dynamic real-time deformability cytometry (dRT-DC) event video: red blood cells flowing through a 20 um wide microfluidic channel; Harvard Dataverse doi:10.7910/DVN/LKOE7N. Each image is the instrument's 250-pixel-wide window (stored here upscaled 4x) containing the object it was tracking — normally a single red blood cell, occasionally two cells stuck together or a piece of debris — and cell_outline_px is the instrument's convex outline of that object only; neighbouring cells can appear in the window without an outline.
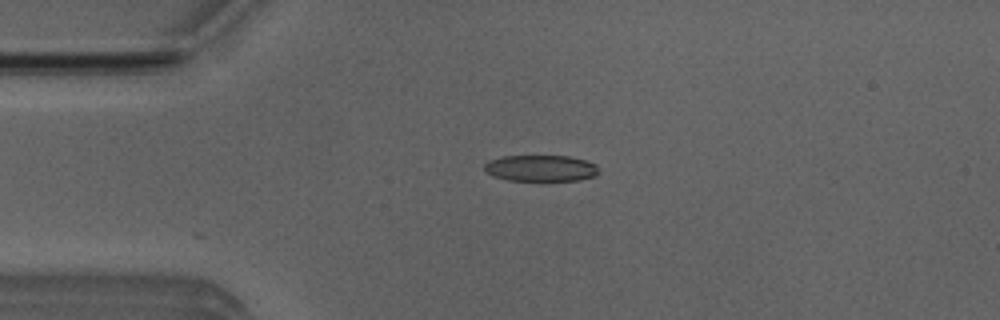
{"species": "Egyptian fruit bat (a non-hibernating species)", "species_latin": "Rousettus aegyptiacus", "temperature_condition": "room temperature", "stored_images_in_passage": 53, "camera_frame_rate_fps": 3000, "um_per_image_px": 0.085, "animal": {"sex": "male"}, "frame": {"image": 1, "passage_image": 12, "time_ms": 3.667, "image_size_px": [1000, 320], "cell_outline_px": [[596, 176], [580, 180], [508, 180], [492, 176], [484, 168], [484, 164], [488, 160], [500, 156], [568, 156], [584, 160], [596, 164]], "centroid_in_image_um": [45.92, 14.29], "position_along_channel_um": 39.1, "area_um2": 17.4}}
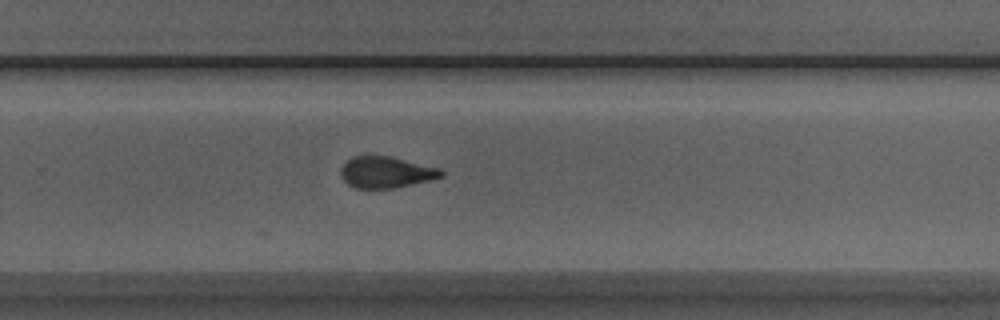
{"frame": {"image": 2, "passage_image": 34, "time_ms": 11.0, "image_size_px": [1000, 320], "cell_outline_px": [[444, 176], [432, 180], [392, 188], [356, 188], [348, 184], [344, 180], [340, 172], [340, 168], [352, 156], [388, 156], [440, 168], [444, 172]], "centroid_in_image_um": [32.83, 14.64], "position_along_channel_um": 297.0, "area_um2": 18.21}}
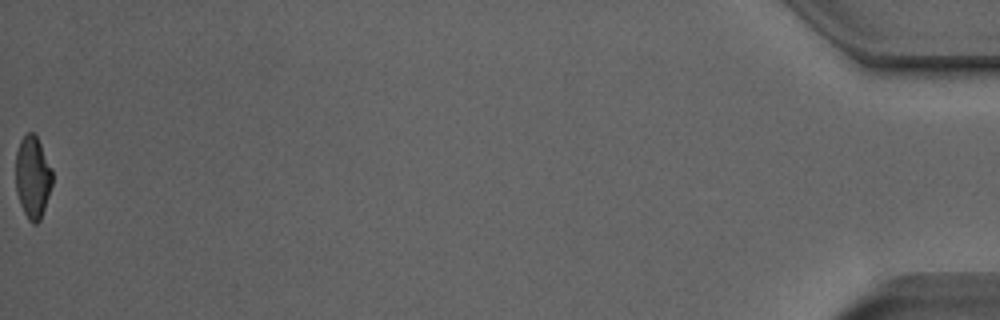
{"frame": {"image": 3, "passage_image": 53, "time_ms": 17.333, "image_size_px": [1000, 320], "cell_outline_px": [[52, 184], [40, 220], [36, 224], [32, 224], [28, 220], [20, 204], [16, 192], [16, 152], [20, 140], [28, 132], [32, 132], [36, 136], [52, 168]], "centroid_in_image_um": [2.77, 15.07], "position_along_channel_um": 432.4, "area_um2": 17.46}, "authors_computed_cell_mechanics": {"area_um2": 18.3226, "velocity_mm_per_s": 3.8698, "shape_relaxation_time_tau1_ms": 5.5697, "shape_relaxation_time_tau2_ms": 2.3577, "deformation_change_tau1": 0.1545, "deformation_change_tau2": 0.0966}}